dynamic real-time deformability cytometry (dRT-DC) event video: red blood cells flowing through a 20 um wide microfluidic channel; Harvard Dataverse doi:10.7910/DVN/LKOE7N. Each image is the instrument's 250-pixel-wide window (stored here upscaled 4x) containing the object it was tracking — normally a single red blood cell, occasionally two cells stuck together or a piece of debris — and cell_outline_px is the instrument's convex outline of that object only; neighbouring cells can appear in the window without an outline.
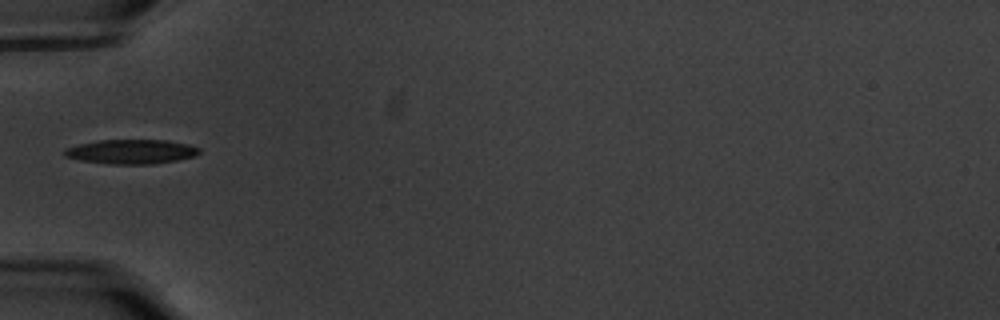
{"species": "common noctule bat (a hibernating species)", "species_latin": "Nyctalus noctula", "temperature_condition": "warm", "stored_images_in_passage": 5, "camera_frame_rate_fps": 3000, "um_per_image_px": 0.085, "animal": {"sex": "male", "body_mass_g": 20.1, "forearm_length_mm": 53.5}, "frame": {"image": 1, "passage_image": 1, "time_ms": 0.0, "image_size_px": [1000, 320], "cell_outline_px": [[200, 152], [192, 156], [176, 160], [152, 164], [108, 164], [80, 160], [64, 156], [64, 152], [68, 148], [80, 144], [100, 140], [168, 140], [188, 144], [200, 148]], "centroid_in_image_um": [11.17, 12.89], "position_along_channel_um": 73.8, "area_um2": 18.96}}